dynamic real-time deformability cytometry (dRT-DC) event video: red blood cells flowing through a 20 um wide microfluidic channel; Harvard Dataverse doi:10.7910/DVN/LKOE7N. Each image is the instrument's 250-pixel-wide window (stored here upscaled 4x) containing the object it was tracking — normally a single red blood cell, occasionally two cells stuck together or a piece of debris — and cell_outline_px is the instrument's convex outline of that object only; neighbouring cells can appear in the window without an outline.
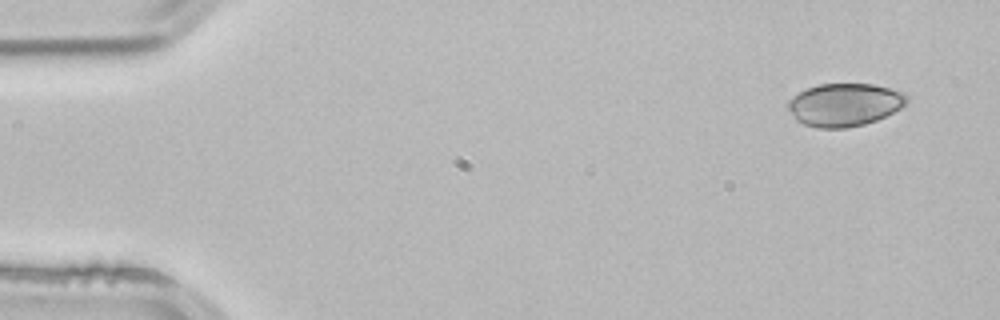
{"species": "common noctule bat (a hibernating species)", "species_latin": "Nyctalus noctula", "temperature_condition": "room temperature", "stored_images_in_passage": 3, "camera_frame_rate_fps": 3000, "um_per_image_px": 0.085, "animal": {"sex": "male", "body_mass_g": 21.5, "forearm_length_mm": 52.0}, "frame": {"image": 1, "passage_image": 1, "time_ms": 0.0, "image_size_px": [1000, 320], "cell_outline_px": [[908, 100], [900, 108], [876, 120], [864, 124], [844, 128], [816, 128], [804, 124], [796, 120], [788, 108], [788, 100], [792, 96], [808, 88], [820, 84], [872, 84], [904, 92], [908, 96]], "centroid_in_image_um": [71.77, 8.9], "position_along_channel_um": 13.2, "area_um2": 29.48}}